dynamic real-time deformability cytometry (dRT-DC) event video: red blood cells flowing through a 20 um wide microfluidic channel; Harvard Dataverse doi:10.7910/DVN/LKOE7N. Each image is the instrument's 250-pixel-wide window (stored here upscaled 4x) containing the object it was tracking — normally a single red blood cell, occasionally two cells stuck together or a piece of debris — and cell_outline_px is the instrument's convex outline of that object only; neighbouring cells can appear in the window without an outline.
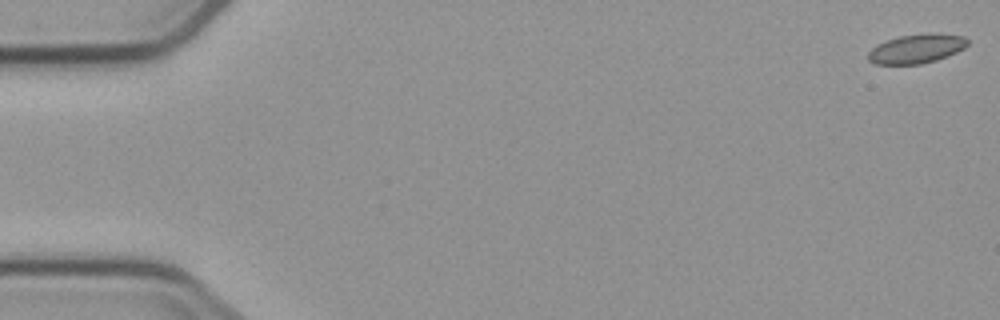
{"species": "common noctule bat (a hibernating species)", "species_latin": "Nyctalus noctula", "temperature_condition": "cold", "stored_images_in_passage": 7, "camera_frame_rate_fps": 3000, "um_per_image_px": 0.085, "animal": {"sex": "male", "body_mass_g": 23.1, "forearm_length_mm": 52.7}, "frame": {"image": 1, "passage_image": 1, "time_ms": 0.0, "image_size_px": [1000, 320], "cell_outline_px": [[968, 44], [964, 48], [956, 52], [936, 60], [920, 64], [876, 64], [868, 60], [868, 52], [876, 44], [900, 36], [928, 32], [932, 32], [964, 36], [968, 40]], "centroid_in_image_um": [77.91, 4.12], "position_along_channel_um": 7.1, "area_um2": 16.94}}
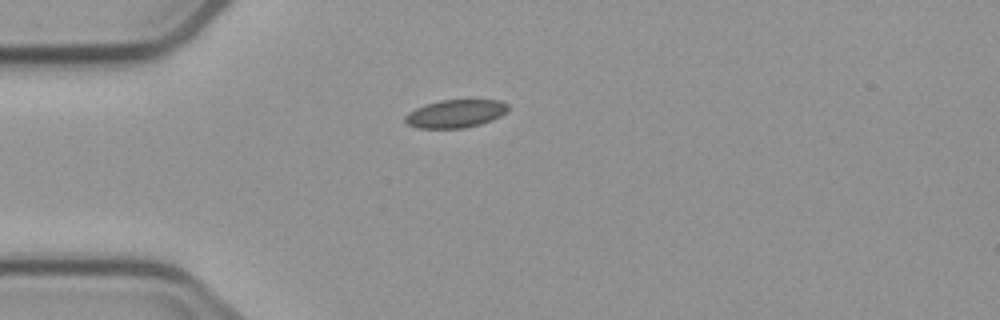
{"frame": {"image": 2, "passage_image": 5, "time_ms": 4.667, "image_size_px": [1000, 320], "cell_outline_px": [[508, 108], [500, 116], [492, 120], [480, 124], [464, 128], [416, 128], [408, 124], [404, 120], [404, 116], [408, 112], [424, 104], [440, 100], [500, 100], [508, 104]], "centroid_in_image_um": [38.68, 9.66], "position_along_channel_um": 46.3, "area_um2": 16.82}}
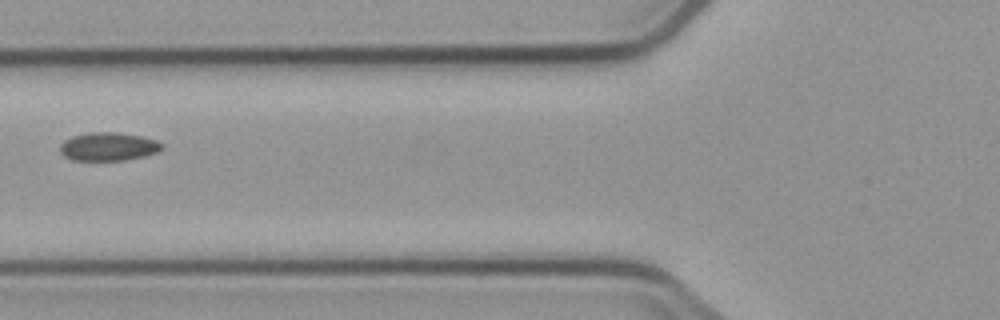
{"frame": {"image": 3, "passage_image": 7, "time_ms": 7.0, "image_size_px": [1000, 320], "cell_outline_px": [[164, 148], [156, 152], [144, 156], [124, 160], [72, 160], [64, 156], [60, 152], [60, 144], [64, 140], [72, 136], [88, 132], [116, 132], [144, 136], [156, 140], [164, 144]], "centroid_in_image_um": [9.22, 12.45], "position_along_channel_um": 116.6, "area_um2": 16.99}}